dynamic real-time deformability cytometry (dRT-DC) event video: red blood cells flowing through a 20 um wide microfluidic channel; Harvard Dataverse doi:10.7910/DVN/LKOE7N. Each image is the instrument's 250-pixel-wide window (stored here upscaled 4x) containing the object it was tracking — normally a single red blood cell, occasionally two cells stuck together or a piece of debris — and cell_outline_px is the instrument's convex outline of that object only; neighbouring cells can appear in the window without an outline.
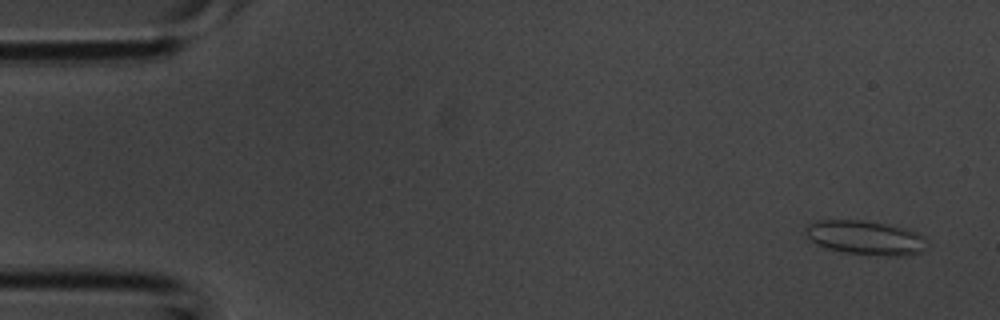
{"species": "common noctule bat (a hibernating species)", "species_latin": "Nyctalus noctula", "temperature_condition": "room temperature", "stored_images_in_passage": 4, "camera_frame_rate_fps": 3000, "um_per_image_px": 0.085, "animal": {"sex": "male", "body_mass_g": 20.1, "forearm_length_mm": 53.5}, "frame": {"image": 1, "passage_image": 1, "time_ms": 0.0, "image_size_px": [1000, 320], "cell_outline_px": [[924, 252], [908, 256], [884, 256], [844, 252], [828, 248], [816, 244], [808, 236], [804, 228], [808, 224], [816, 220], [860, 220], [888, 224], [916, 232], [924, 236]], "centroid_in_image_um": [73.57, 20.21], "position_along_channel_um": 11.4, "area_um2": 24.1}}